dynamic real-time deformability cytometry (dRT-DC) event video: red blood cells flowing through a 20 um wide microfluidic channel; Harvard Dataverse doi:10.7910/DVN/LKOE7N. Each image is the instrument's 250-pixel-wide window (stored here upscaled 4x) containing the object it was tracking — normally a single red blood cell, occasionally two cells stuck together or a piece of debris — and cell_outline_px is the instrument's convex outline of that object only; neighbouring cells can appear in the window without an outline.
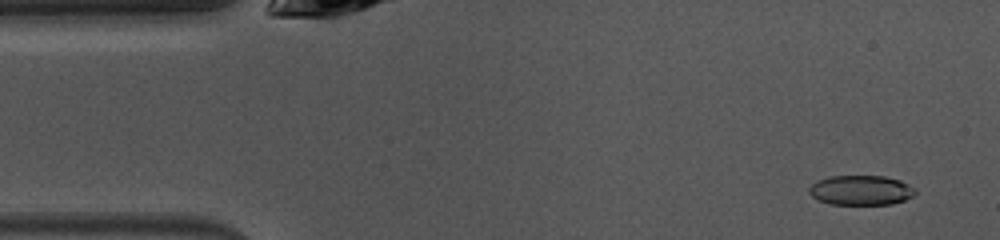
{"species": "common noctule bat (a hibernating species)", "species_latin": "Nyctalus noctula", "temperature_condition": "warm", "stored_images_in_passage": 48, "camera_frame_rate_fps": 3000, "um_per_image_px": 0.085, "animal": {"sex": "female", "body_mass_g": 10.0, "forearm_length_mm": 53.1}, "frame": {"image": 1, "passage_image": 3, "time_ms": 0.667, "image_size_px": [1000, 240], "cell_outline_px": [[916, 192], [912, 196], [904, 200], [892, 204], [832, 204], [820, 200], [812, 196], [808, 192], [808, 188], [812, 184], [820, 180], [832, 176], [884, 176], [900, 180], [916, 188]], "centroid_in_image_um": [73.21, 16.17], "position_along_channel_um": 11.8, "area_um2": 18.26}}
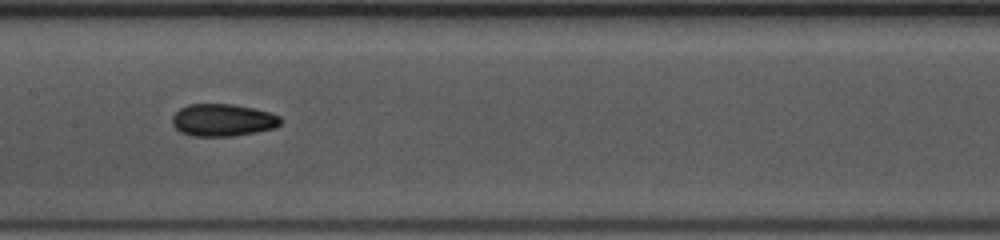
{"frame": {"image": 2, "passage_image": 22, "time_ms": 7.0, "image_size_px": [1000, 240], "cell_outline_px": [[280, 124], [276, 128], [256, 132], [232, 136], [192, 136], [180, 132], [172, 124], [172, 116], [180, 108], [188, 104], [232, 104], [272, 112], [280, 116]], "centroid_in_image_um": [18.94, 10.21], "position_along_channel_um": 188.5, "area_um2": 20.52}}
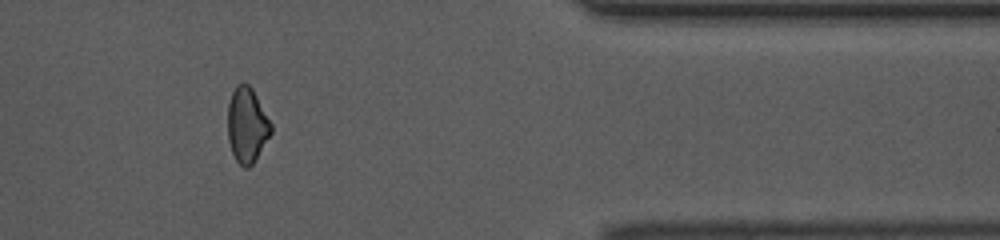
{"frame": {"image": 3, "passage_image": 39, "time_ms": 12.667, "image_size_px": [1000, 240], "cell_outline_px": [[272, 132], [252, 164], [248, 168], [244, 168], [236, 160], [232, 152], [228, 140], [228, 104], [232, 92], [236, 84], [248, 84], [252, 88], [272, 124]], "centroid_in_image_um": [20.99, 10.63], "position_along_channel_um": 390.4, "area_um2": 18.79}, "authors_computed_cell_mechanics": {"area_um2": 19.6231, "velocity_mm_per_s": 4.0623, "shape_relaxation_time_tau1_ms": 3.6243, "shape_relaxation_time_tau2_ms": 3.3795, "deformation_change_tau1": 0.0971, "deformation_change_tau2": 0.0778}}